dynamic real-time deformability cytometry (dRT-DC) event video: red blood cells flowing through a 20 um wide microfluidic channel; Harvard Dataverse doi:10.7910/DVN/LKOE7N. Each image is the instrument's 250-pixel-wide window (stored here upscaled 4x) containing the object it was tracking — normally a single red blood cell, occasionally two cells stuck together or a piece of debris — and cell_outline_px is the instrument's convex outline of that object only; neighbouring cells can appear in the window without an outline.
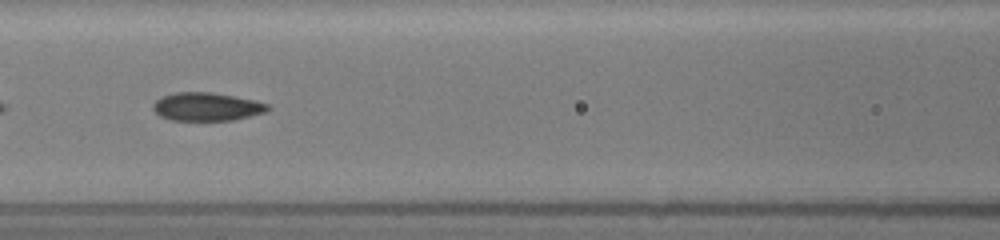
{"species": "common noctule bat (a hibernating species)", "species_latin": "Nyctalus noctula", "temperature_condition": "room temperature", "stored_images_in_passage": 17, "camera_frame_rate_fps": 3000, "um_per_image_px": 0.085, "animal": {"sex": "female", "body_mass_g": 19.5, "forearm_length_mm": 54.1}, "frame": {"image": 1, "passage_image": 12, "time_ms": 3.0, "image_size_px": [1000, 240], "cell_outline_px": [[272, 108], [268, 112], [232, 120], [172, 120], [160, 116], [152, 108], [152, 104], [160, 96], [176, 92], [212, 92], [236, 96], [256, 100], [268, 104]], "centroid_in_image_um": [17.6, 9.06], "position_along_channel_um": 149.0, "area_um2": 19.13}}
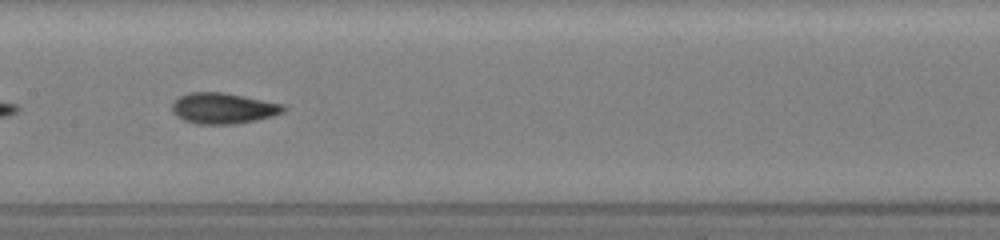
{"frame": {"image": 2, "passage_image": 16, "time_ms": 4.0, "image_size_px": [1000, 240], "cell_outline_px": [[288, 108], [284, 112], [272, 116], [256, 120], [232, 124], [196, 124], [184, 120], [176, 116], [172, 112], [172, 104], [180, 96], [188, 92], [224, 92], [284, 104]], "centroid_in_image_um": [18.98, 9.2], "position_along_channel_um": 188.4, "area_um2": 20.11}}